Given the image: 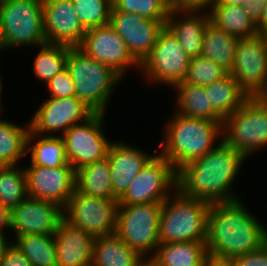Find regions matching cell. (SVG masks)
Masks as SVG:
<instances>
[{"label": "cell", "mask_w": 267, "mask_h": 266, "mask_svg": "<svg viewBox=\"0 0 267 266\" xmlns=\"http://www.w3.org/2000/svg\"><path fill=\"white\" fill-rule=\"evenodd\" d=\"M206 155L182 166L176 172L177 190L185 197L210 204L240 198L231 190L246 157L222 138Z\"/></svg>", "instance_id": "obj_1"}, {"label": "cell", "mask_w": 267, "mask_h": 266, "mask_svg": "<svg viewBox=\"0 0 267 266\" xmlns=\"http://www.w3.org/2000/svg\"><path fill=\"white\" fill-rule=\"evenodd\" d=\"M266 242V227L251 215L241 199L211 204L205 241L208 254L233 259Z\"/></svg>", "instance_id": "obj_2"}, {"label": "cell", "mask_w": 267, "mask_h": 266, "mask_svg": "<svg viewBox=\"0 0 267 266\" xmlns=\"http://www.w3.org/2000/svg\"><path fill=\"white\" fill-rule=\"evenodd\" d=\"M173 115L165 127L159 152L177 172L182 166L206 155L217 146L215 141L223 134V122L192 118L177 113Z\"/></svg>", "instance_id": "obj_3"}, {"label": "cell", "mask_w": 267, "mask_h": 266, "mask_svg": "<svg viewBox=\"0 0 267 266\" xmlns=\"http://www.w3.org/2000/svg\"><path fill=\"white\" fill-rule=\"evenodd\" d=\"M174 192V195L169 196L161 205L160 244L184 241L205 242L211 204L185 197L177 189Z\"/></svg>", "instance_id": "obj_4"}, {"label": "cell", "mask_w": 267, "mask_h": 266, "mask_svg": "<svg viewBox=\"0 0 267 266\" xmlns=\"http://www.w3.org/2000/svg\"><path fill=\"white\" fill-rule=\"evenodd\" d=\"M66 68L74 82L76 97L95 113L106 114L110 96L122 78L78 47H68Z\"/></svg>", "instance_id": "obj_5"}, {"label": "cell", "mask_w": 267, "mask_h": 266, "mask_svg": "<svg viewBox=\"0 0 267 266\" xmlns=\"http://www.w3.org/2000/svg\"><path fill=\"white\" fill-rule=\"evenodd\" d=\"M46 43L39 0L0 1V49ZM36 45V46H35Z\"/></svg>", "instance_id": "obj_6"}, {"label": "cell", "mask_w": 267, "mask_h": 266, "mask_svg": "<svg viewBox=\"0 0 267 266\" xmlns=\"http://www.w3.org/2000/svg\"><path fill=\"white\" fill-rule=\"evenodd\" d=\"M222 133V140L246 158L265 147L267 97H250L239 109L223 120Z\"/></svg>", "instance_id": "obj_7"}, {"label": "cell", "mask_w": 267, "mask_h": 266, "mask_svg": "<svg viewBox=\"0 0 267 266\" xmlns=\"http://www.w3.org/2000/svg\"><path fill=\"white\" fill-rule=\"evenodd\" d=\"M162 203L118 206L116 234L141 257L149 252L148 262L159 246V220ZM151 250V251H150Z\"/></svg>", "instance_id": "obj_8"}, {"label": "cell", "mask_w": 267, "mask_h": 266, "mask_svg": "<svg viewBox=\"0 0 267 266\" xmlns=\"http://www.w3.org/2000/svg\"><path fill=\"white\" fill-rule=\"evenodd\" d=\"M191 58L171 32L164 27L151 52L140 63V72L152 82L174 87L184 82Z\"/></svg>", "instance_id": "obj_9"}, {"label": "cell", "mask_w": 267, "mask_h": 266, "mask_svg": "<svg viewBox=\"0 0 267 266\" xmlns=\"http://www.w3.org/2000/svg\"><path fill=\"white\" fill-rule=\"evenodd\" d=\"M117 201L88 196L75 189L63 208L64 220L94 238L113 235L117 230Z\"/></svg>", "instance_id": "obj_10"}, {"label": "cell", "mask_w": 267, "mask_h": 266, "mask_svg": "<svg viewBox=\"0 0 267 266\" xmlns=\"http://www.w3.org/2000/svg\"><path fill=\"white\" fill-rule=\"evenodd\" d=\"M177 189L176 171L160 153L155 154L135 177L118 206L142 203H162Z\"/></svg>", "instance_id": "obj_11"}, {"label": "cell", "mask_w": 267, "mask_h": 266, "mask_svg": "<svg viewBox=\"0 0 267 266\" xmlns=\"http://www.w3.org/2000/svg\"><path fill=\"white\" fill-rule=\"evenodd\" d=\"M94 114L95 112L76 96L48 98L40 105L29 123L27 145L31 144L36 136L39 138L43 134L52 135V132L59 131L63 135L73 125L87 121Z\"/></svg>", "instance_id": "obj_12"}, {"label": "cell", "mask_w": 267, "mask_h": 266, "mask_svg": "<svg viewBox=\"0 0 267 266\" xmlns=\"http://www.w3.org/2000/svg\"><path fill=\"white\" fill-rule=\"evenodd\" d=\"M104 119L105 114L95 113L87 121L73 125L61 135L67 160L75 171L107 157L112 141L102 131Z\"/></svg>", "instance_id": "obj_13"}, {"label": "cell", "mask_w": 267, "mask_h": 266, "mask_svg": "<svg viewBox=\"0 0 267 266\" xmlns=\"http://www.w3.org/2000/svg\"><path fill=\"white\" fill-rule=\"evenodd\" d=\"M249 97H267V44L256 35L239 39L230 71Z\"/></svg>", "instance_id": "obj_14"}, {"label": "cell", "mask_w": 267, "mask_h": 266, "mask_svg": "<svg viewBox=\"0 0 267 266\" xmlns=\"http://www.w3.org/2000/svg\"><path fill=\"white\" fill-rule=\"evenodd\" d=\"M78 48L88 57L107 65L121 78L129 67L138 66L140 69V63L110 24L86 30Z\"/></svg>", "instance_id": "obj_15"}, {"label": "cell", "mask_w": 267, "mask_h": 266, "mask_svg": "<svg viewBox=\"0 0 267 266\" xmlns=\"http://www.w3.org/2000/svg\"><path fill=\"white\" fill-rule=\"evenodd\" d=\"M24 169L28 197L66 206L75 190V170L71 165L58 168L30 165Z\"/></svg>", "instance_id": "obj_16"}, {"label": "cell", "mask_w": 267, "mask_h": 266, "mask_svg": "<svg viewBox=\"0 0 267 266\" xmlns=\"http://www.w3.org/2000/svg\"><path fill=\"white\" fill-rule=\"evenodd\" d=\"M166 21H153L137 14L111 9L110 25L126 43L132 56L141 63L151 52Z\"/></svg>", "instance_id": "obj_17"}, {"label": "cell", "mask_w": 267, "mask_h": 266, "mask_svg": "<svg viewBox=\"0 0 267 266\" xmlns=\"http://www.w3.org/2000/svg\"><path fill=\"white\" fill-rule=\"evenodd\" d=\"M63 219V208L60 205L27 197L11 210L10 229L16 236L54 235Z\"/></svg>", "instance_id": "obj_18"}, {"label": "cell", "mask_w": 267, "mask_h": 266, "mask_svg": "<svg viewBox=\"0 0 267 266\" xmlns=\"http://www.w3.org/2000/svg\"><path fill=\"white\" fill-rule=\"evenodd\" d=\"M46 43L79 47L85 28L81 24L72 0H54L42 5Z\"/></svg>", "instance_id": "obj_19"}, {"label": "cell", "mask_w": 267, "mask_h": 266, "mask_svg": "<svg viewBox=\"0 0 267 266\" xmlns=\"http://www.w3.org/2000/svg\"><path fill=\"white\" fill-rule=\"evenodd\" d=\"M148 154L123 142H112L107 158L113 194L119 199L147 162L155 155Z\"/></svg>", "instance_id": "obj_20"}, {"label": "cell", "mask_w": 267, "mask_h": 266, "mask_svg": "<svg viewBox=\"0 0 267 266\" xmlns=\"http://www.w3.org/2000/svg\"><path fill=\"white\" fill-rule=\"evenodd\" d=\"M53 236L57 266H91L92 235L63 219Z\"/></svg>", "instance_id": "obj_21"}, {"label": "cell", "mask_w": 267, "mask_h": 266, "mask_svg": "<svg viewBox=\"0 0 267 266\" xmlns=\"http://www.w3.org/2000/svg\"><path fill=\"white\" fill-rule=\"evenodd\" d=\"M184 16L179 17L178 16ZM210 21L209 12L171 10L165 27L178 40L190 58L201 56L204 29Z\"/></svg>", "instance_id": "obj_22"}, {"label": "cell", "mask_w": 267, "mask_h": 266, "mask_svg": "<svg viewBox=\"0 0 267 266\" xmlns=\"http://www.w3.org/2000/svg\"><path fill=\"white\" fill-rule=\"evenodd\" d=\"M146 263L116 233L94 239L91 266H144Z\"/></svg>", "instance_id": "obj_23"}, {"label": "cell", "mask_w": 267, "mask_h": 266, "mask_svg": "<svg viewBox=\"0 0 267 266\" xmlns=\"http://www.w3.org/2000/svg\"><path fill=\"white\" fill-rule=\"evenodd\" d=\"M207 254L205 242L163 243L148 263L151 266H202Z\"/></svg>", "instance_id": "obj_24"}, {"label": "cell", "mask_w": 267, "mask_h": 266, "mask_svg": "<svg viewBox=\"0 0 267 266\" xmlns=\"http://www.w3.org/2000/svg\"><path fill=\"white\" fill-rule=\"evenodd\" d=\"M75 189L88 196L118 200L113 194L108 158L77 169L75 171Z\"/></svg>", "instance_id": "obj_25"}, {"label": "cell", "mask_w": 267, "mask_h": 266, "mask_svg": "<svg viewBox=\"0 0 267 266\" xmlns=\"http://www.w3.org/2000/svg\"><path fill=\"white\" fill-rule=\"evenodd\" d=\"M239 38L234 37L209 21L204 29L201 56L211 59L230 73Z\"/></svg>", "instance_id": "obj_26"}, {"label": "cell", "mask_w": 267, "mask_h": 266, "mask_svg": "<svg viewBox=\"0 0 267 266\" xmlns=\"http://www.w3.org/2000/svg\"><path fill=\"white\" fill-rule=\"evenodd\" d=\"M204 88L213 110L223 120L239 109L250 98L230 73L222 79L204 86Z\"/></svg>", "instance_id": "obj_27"}, {"label": "cell", "mask_w": 267, "mask_h": 266, "mask_svg": "<svg viewBox=\"0 0 267 266\" xmlns=\"http://www.w3.org/2000/svg\"><path fill=\"white\" fill-rule=\"evenodd\" d=\"M177 93L178 108L175 113L187 117L223 122V119L213 110L204 86L185 82L174 86Z\"/></svg>", "instance_id": "obj_28"}, {"label": "cell", "mask_w": 267, "mask_h": 266, "mask_svg": "<svg viewBox=\"0 0 267 266\" xmlns=\"http://www.w3.org/2000/svg\"><path fill=\"white\" fill-rule=\"evenodd\" d=\"M210 21L234 37L243 39L257 35L256 24L242 6L212 5Z\"/></svg>", "instance_id": "obj_29"}, {"label": "cell", "mask_w": 267, "mask_h": 266, "mask_svg": "<svg viewBox=\"0 0 267 266\" xmlns=\"http://www.w3.org/2000/svg\"><path fill=\"white\" fill-rule=\"evenodd\" d=\"M29 123L19 126L0 119V166L17 165L27 155Z\"/></svg>", "instance_id": "obj_30"}, {"label": "cell", "mask_w": 267, "mask_h": 266, "mask_svg": "<svg viewBox=\"0 0 267 266\" xmlns=\"http://www.w3.org/2000/svg\"><path fill=\"white\" fill-rule=\"evenodd\" d=\"M15 241L13 245L26 256L32 266H57L53 235L24 234L15 236Z\"/></svg>", "instance_id": "obj_31"}, {"label": "cell", "mask_w": 267, "mask_h": 266, "mask_svg": "<svg viewBox=\"0 0 267 266\" xmlns=\"http://www.w3.org/2000/svg\"><path fill=\"white\" fill-rule=\"evenodd\" d=\"M27 145V154L31 151V164L47 168L70 165L66 157L65 142L62 136L44 135L37 142Z\"/></svg>", "instance_id": "obj_32"}, {"label": "cell", "mask_w": 267, "mask_h": 266, "mask_svg": "<svg viewBox=\"0 0 267 266\" xmlns=\"http://www.w3.org/2000/svg\"><path fill=\"white\" fill-rule=\"evenodd\" d=\"M27 197L25 169L16 165L0 166V205L11 211Z\"/></svg>", "instance_id": "obj_33"}, {"label": "cell", "mask_w": 267, "mask_h": 266, "mask_svg": "<svg viewBox=\"0 0 267 266\" xmlns=\"http://www.w3.org/2000/svg\"><path fill=\"white\" fill-rule=\"evenodd\" d=\"M34 60V74L46 84L67 67L68 47L44 43Z\"/></svg>", "instance_id": "obj_34"}, {"label": "cell", "mask_w": 267, "mask_h": 266, "mask_svg": "<svg viewBox=\"0 0 267 266\" xmlns=\"http://www.w3.org/2000/svg\"><path fill=\"white\" fill-rule=\"evenodd\" d=\"M85 30L110 24L112 0H72Z\"/></svg>", "instance_id": "obj_35"}, {"label": "cell", "mask_w": 267, "mask_h": 266, "mask_svg": "<svg viewBox=\"0 0 267 266\" xmlns=\"http://www.w3.org/2000/svg\"><path fill=\"white\" fill-rule=\"evenodd\" d=\"M112 5L118 11L153 21H167L170 12L167 0H112Z\"/></svg>", "instance_id": "obj_36"}, {"label": "cell", "mask_w": 267, "mask_h": 266, "mask_svg": "<svg viewBox=\"0 0 267 266\" xmlns=\"http://www.w3.org/2000/svg\"><path fill=\"white\" fill-rule=\"evenodd\" d=\"M228 72L211 59L197 56L191 58L185 83L206 86L222 79Z\"/></svg>", "instance_id": "obj_37"}, {"label": "cell", "mask_w": 267, "mask_h": 266, "mask_svg": "<svg viewBox=\"0 0 267 266\" xmlns=\"http://www.w3.org/2000/svg\"><path fill=\"white\" fill-rule=\"evenodd\" d=\"M46 85L47 90L50 92L49 98L76 96L74 82L67 68L52 78Z\"/></svg>", "instance_id": "obj_38"}, {"label": "cell", "mask_w": 267, "mask_h": 266, "mask_svg": "<svg viewBox=\"0 0 267 266\" xmlns=\"http://www.w3.org/2000/svg\"><path fill=\"white\" fill-rule=\"evenodd\" d=\"M235 266H267V242L259 249L233 258Z\"/></svg>", "instance_id": "obj_39"}, {"label": "cell", "mask_w": 267, "mask_h": 266, "mask_svg": "<svg viewBox=\"0 0 267 266\" xmlns=\"http://www.w3.org/2000/svg\"><path fill=\"white\" fill-rule=\"evenodd\" d=\"M213 3L214 0H167L170 11H202Z\"/></svg>", "instance_id": "obj_40"}, {"label": "cell", "mask_w": 267, "mask_h": 266, "mask_svg": "<svg viewBox=\"0 0 267 266\" xmlns=\"http://www.w3.org/2000/svg\"><path fill=\"white\" fill-rule=\"evenodd\" d=\"M0 266H32L31 262L13 244L0 261Z\"/></svg>", "instance_id": "obj_41"}, {"label": "cell", "mask_w": 267, "mask_h": 266, "mask_svg": "<svg viewBox=\"0 0 267 266\" xmlns=\"http://www.w3.org/2000/svg\"><path fill=\"white\" fill-rule=\"evenodd\" d=\"M266 2L267 0H244L241 6L256 24L262 15Z\"/></svg>", "instance_id": "obj_42"}, {"label": "cell", "mask_w": 267, "mask_h": 266, "mask_svg": "<svg viewBox=\"0 0 267 266\" xmlns=\"http://www.w3.org/2000/svg\"><path fill=\"white\" fill-rule=\"evenodd\" d=\"M202 266H235L233 259L207 254Z\"/></svg>", "instance_id": "obj_43"}, {"label": "cell", "mask_w": 267, "mask_h": 266, "mask_svg": "<svg viewBox=\"0 0 267 266\" xmlns=\"http://www.w3.org/2000/svg\"><path fill=\"white\" fill-rule=\"evenodd\" d=\"M10 218L11 211L2 205H0V232L4 233V228H9L10 230Z\"/></svg>", "instance_id": "obj_44"}, {"label": "cell", "mask_w": 267, "mask_h": 266, "mask_svg": "<svg viewBox=\"0 0 267 266\" xmlns=\"http://www.w3.org/2000/svg\"><path fill=\"white\" fill-rule=\"evenodd\" d=\"M257 35L267 36V2L259 21L256 23Z\"/></svg>", "instance_id": "obj_45"}, {"label": "cell", "mask_w": 267, "mask_h": 266, "mask_svg": "<svg viewBox=\"0 0 267 266\" xmlns=\"http://www.w3.org/2000/svg\"><path fill=\"white\" fill-rule=\"evenodd\" d=\"M8 239L5 237L3 232H0V261L4 257L8 248L13 244L12 242H7Z\"/></svg>", "instance_id": "obj_46"}, {"label": "cell", "mask_w": 267, "mask_h": 266, "mask_svg": "<svg viewBox=\"0 0 267 266\" xmlns=\"http://www.w3.org/2000/svg\"><path fill=\"white\" fill-rule=\"evenodd\" d=\"M244 0H214L212 5H234L241 6Z\"/></svg>", "instance_id": "obj_47"}, {"label": "cell", "mask_w": 267, "mask_h": 266, "mask_svg": "<svg viewBox=\"0 0 267 266\" xmlns=\"http://www.w3.org/2000/svg\"><path fill=\"white\" fill-rule=\"evenodd\" d=\"M0 52H1V49H0ZM1 76H0V112H1V110H2V102H1V96H2V82H1Z\"/></svg>", "instance_id": "obj_48"}, {"label": "cell", "mask_w": 267, "mask_h": 266, "mask_svg": "<svg viewBox=\"0 0 267 266\" xmlns=\"http://www.w3.org/2000/svg\"><path fill=\"white\" fill-rule=\"evenodd\" d=\"M51 1H54V0H39V2H40L42 5L47 4V3L51 2Z\"/></svg>", "instance_id": "obj_49"}, {"label": "cell", "mask_w": 267, "mask_h": 266, "mask_svg": "<svg viewBox=\"0 0 267 266\" xmlns=\"http://www.w3.org/2000/svg\"><path fill=\"white\" fill-rule=\"evenodd\" d=\"M144 266H151L148 262Z\"/></svg>", "instance_id": "obj_50"}]
</instances>
